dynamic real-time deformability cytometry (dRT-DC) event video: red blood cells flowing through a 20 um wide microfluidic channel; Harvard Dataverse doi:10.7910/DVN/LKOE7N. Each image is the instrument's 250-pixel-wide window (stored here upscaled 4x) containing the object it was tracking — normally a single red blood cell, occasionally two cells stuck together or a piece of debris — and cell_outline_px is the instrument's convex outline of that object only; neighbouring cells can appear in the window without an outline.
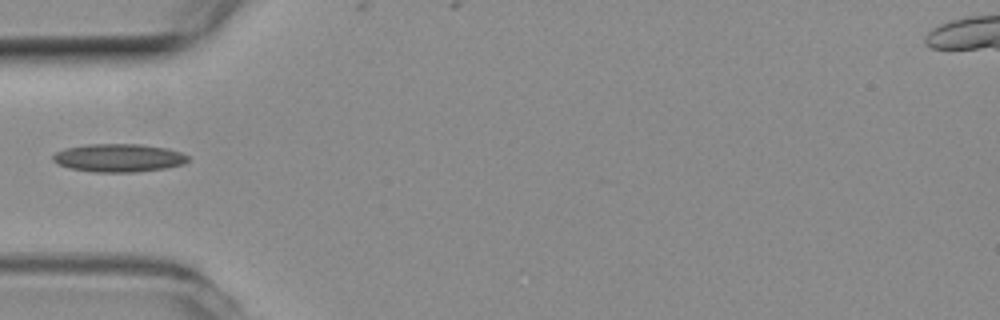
{"species": "common noctule bat (a hibernating species)", "species_latin": "Nyctalus noctula", "temperature_condition": "room temperature", "stored_images_in_passage": 2, "camera_frame_rate_fps": 3000, "um_per_image_px": 0.085, "animal": {"sex": "female", "body_mass_g": 19.3, "forearm_length_mm": 54.1}, "frame": {"image": 1, "passage_image": 1, "time_ms": 0.0, "image_size_px": [1000, 320], "cell_outline_px": [[188, 160], [184, 164], [164, 168], [136, 172], [92, 172], [68, 168], [56, 164], [52, 160], [52, 156], [56, 152], [64, 148], [84, 144], [140, 144], [168, 148], [180, 152], [188, 156]], "centroid_in_image_um": [10.04, 13.42], "position_along_channel_um": 75.0, "area_um2": 22.37}}